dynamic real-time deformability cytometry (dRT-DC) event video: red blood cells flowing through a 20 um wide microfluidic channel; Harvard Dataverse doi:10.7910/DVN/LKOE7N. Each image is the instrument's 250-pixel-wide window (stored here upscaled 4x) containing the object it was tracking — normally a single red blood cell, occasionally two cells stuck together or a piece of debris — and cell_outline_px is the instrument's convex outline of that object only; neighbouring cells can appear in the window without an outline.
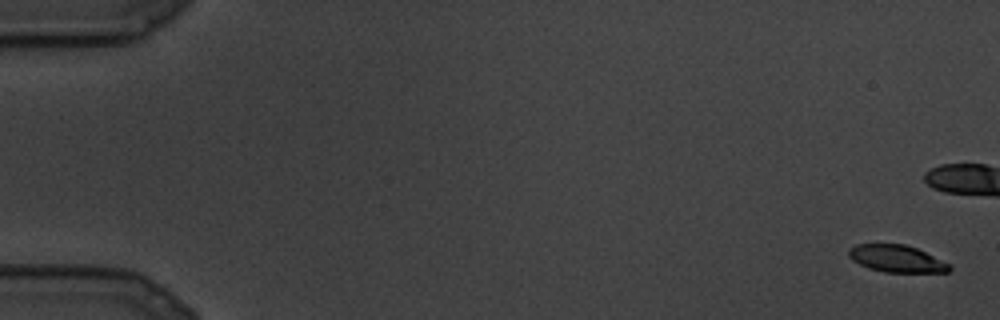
{"species": "common noctule bat (a hibernating species)", "species_latin": "Nyctalus noctula", "temperature_condition": "cold", "stored_images_in_passage": 8, "camera_frame_rate_fps": 3000, "um_per_image_px": 0.085, "animal": {"sex": "male", "body_mass_g": 19.5, "forearm_length_mm": 54.6}, "frame": {"image": 1, "passage_image": 1, "time_ms": 0.0, "image_size_px": [1000, 320], "cell_outline_px": [[952, 268], [948, 272], [884, 272], [868, 268], [852, 260], [848, 256], [848, 252], [856, 244], [904, 244], [916, 248], [948, 264]], "centroid_in_image_um": [76.18, 21.99], "position_along_channel_um": 8.8, "area_um2": 15.61}}